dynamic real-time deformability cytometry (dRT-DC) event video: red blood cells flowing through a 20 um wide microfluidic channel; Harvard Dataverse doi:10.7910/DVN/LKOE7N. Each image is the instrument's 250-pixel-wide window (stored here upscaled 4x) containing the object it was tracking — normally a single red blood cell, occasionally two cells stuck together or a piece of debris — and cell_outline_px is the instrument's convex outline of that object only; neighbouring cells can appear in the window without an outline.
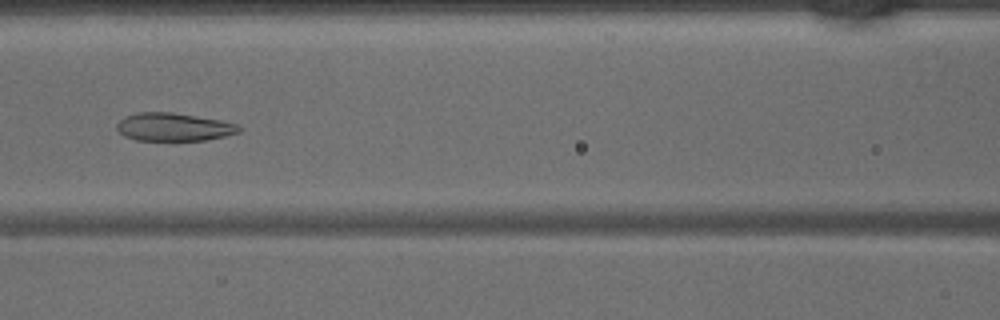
{"species": "common noctule bat (a hibernating species)", "species_latin": "Nyctalus noctula", "temperature_condition": "warm", "stored_images_in_passage": 45, "camera_frame_rate_fps": 3000, "um_per_image_px": 0.085, "animal": {"sex": "male", "body_mass_g": 15.6}, "frame": {"image": 1, "passage_image": 20, "time_ms": 6.333, "image_size_px": [1000, 320], "cell_outline_px": [[244, 128], [240, 132], [224, 136], [204, 140], [136, 140], [124, 136], [116, 128], [116, 124], [124, 116], [136, 112], [172, 112], [220, 120], [236, 124]], "centroid_in_image_um": [14.75, 10.79], "position_along_channel_um": 151.8, "area_um2": 20.0}}
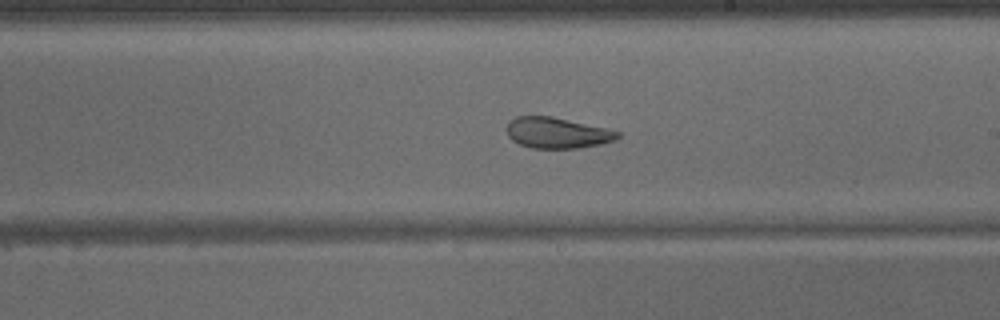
{"frame": {"image": 2, "passage_image": 26, "time_ms": 8.333, "image_size_px": [1000, 320], "cell_outline_px": [[620, 136], [616, 140], [600, 144], [580, 148], [532, 148], [520, 144], [512, 140], [508, 136], [508, 120], [516, 116], [552, 116], [608, 128], [620, 132]], "centroid_in_image_um": [47.38, 11.28], "position_along_channel_um": 241.6, "area_um2": 20.06}}
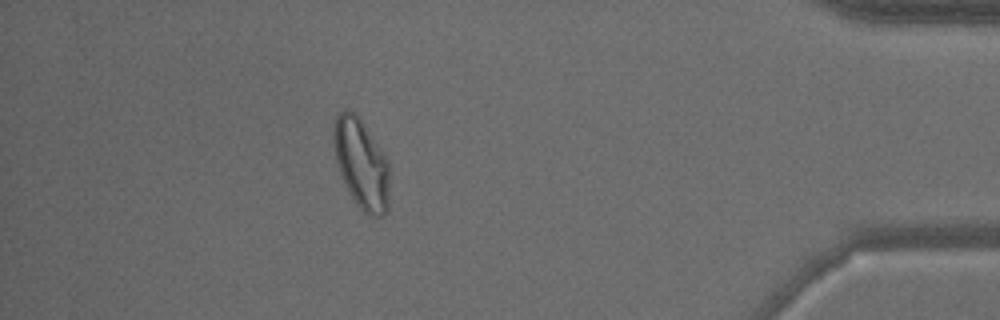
{"frame": {"image": 3, "passage_image": 40, "time_ms": 13.0, "image_size_px": [1000, 320], "cell_outline_px": [[388, 212], [384, 216], [368, 216], [356, 204], [340, 172], [336, 160], [332, 140], [332, 128], [336, 116], [344, 108], [348, 108], [364, 124], [388, 160]], "centroid_in_image_um": [30.7, 13.91], "position_along_channel_um": 404.5, "area_um2": 29.07}}